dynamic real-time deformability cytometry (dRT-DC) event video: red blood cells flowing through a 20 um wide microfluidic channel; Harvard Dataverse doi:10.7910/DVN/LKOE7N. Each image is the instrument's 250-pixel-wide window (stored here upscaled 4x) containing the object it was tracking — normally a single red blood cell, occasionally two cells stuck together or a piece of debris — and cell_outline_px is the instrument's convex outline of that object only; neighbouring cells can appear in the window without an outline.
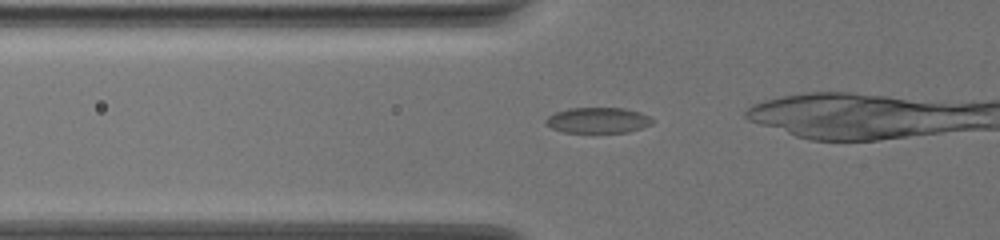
{"species": "common noctule bat (a hibernating species)", "species_latin": "Nyctalus noctula", "temperature_condition": "warm", "stored_images_in_passage": 41, "camera_frame_rate_fps": 3000, "um_per_image_px": 0.085, "animal": {"sex": "female", "body_mass_g": 19.5, "forearm_length_mm": 54.1}, "frame": {"image": 1, "passage_image": 13, "time_ms": 4.0, "image_size_px": [1000, 240], "cell_outline_px": [[652, 124], [628, 132], [564, 132], [552, 128], [544, 120], [548, 116], [556, 112], [568, 108], [624, 108], [640, 112], [648, 116], [652, 120]], "centroid_in_image_um": [50.81, 10.21], "position_along_channel_um": 75.0, "area_um2": 15.72}}
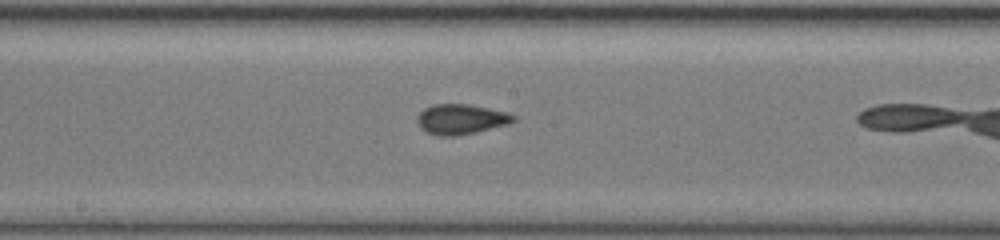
{"frame": {"image": 2, "passage_image": 24, "time_ms": 7.667, "image_size_px": [1000, 240], "cell_outline_px": [[516, 120], [508, 124], [456, 136], [440, 136], [428, 132], [420, 128], [416, 120], [420, 112], [424, 108], [432, 104], [468, 104], [488, 108], [504, 112], [516, 116]], "centroid_in_image_um": [39.15, 10.13], "position_along_channel_um": 209.1, "area_um2": 16.7}}
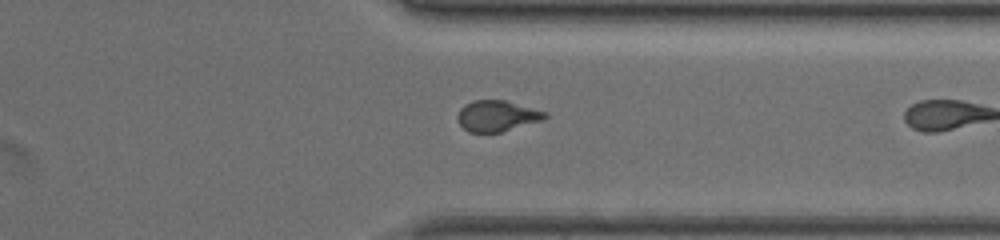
{"frame": {"image": 3, "passage_image": 37, "time_ms": 12.0, "image_size_px": [1000, 240], "cell_outline_px": [[548, 116], [540, 120], [500, 132], [468, 132], [460, 124], [456, 116], [460, 108], [464, 104], [472, 100], [504, 100], [548, 112]], "centroid_in_image_um": [42.2, 9.84], "position_along_channel_um": 369.2, "area_um2": 15.61}}